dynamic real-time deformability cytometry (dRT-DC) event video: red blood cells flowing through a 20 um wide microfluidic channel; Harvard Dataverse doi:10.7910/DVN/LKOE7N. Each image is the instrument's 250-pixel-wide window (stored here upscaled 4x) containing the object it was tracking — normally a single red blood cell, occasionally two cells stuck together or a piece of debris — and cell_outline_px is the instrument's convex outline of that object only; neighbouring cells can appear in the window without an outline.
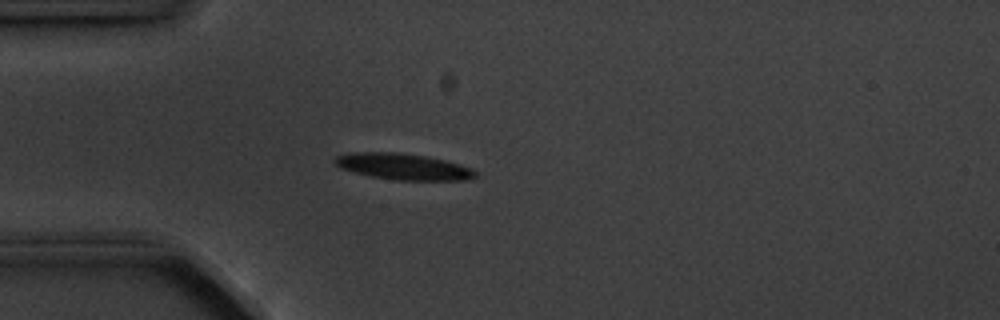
{"species": "common noctule bat (a hibernating species)", "species_latin": "Nyctalus noctula", "temperature_condition": "cold", "stored_images_in_passage": 6, "camera_frame_rate_fps": 3000, "um_per_image_px": 0.085, "animal": {"sex": "male", "body_mass_g": 20.1, "forearm_length_mm": 53.5}, "frame": {"image": 1, "passage_image": 5, "time_ms": 4.667, "image_size_px": [1000, 320], "cell_outline_px": [[476, 176], [468, 180], [396, 180], [372, 176], [340, 168], [332, 160], [336, 156], [348, 152], [396, 152], [424, 156], [444, 160], [460, 164], [472, 168], [476, 172]], "centroid_in_image_um": [34.26, 14.15], "position_along_channel_um": 50.7, "area_um2": 21.39}}